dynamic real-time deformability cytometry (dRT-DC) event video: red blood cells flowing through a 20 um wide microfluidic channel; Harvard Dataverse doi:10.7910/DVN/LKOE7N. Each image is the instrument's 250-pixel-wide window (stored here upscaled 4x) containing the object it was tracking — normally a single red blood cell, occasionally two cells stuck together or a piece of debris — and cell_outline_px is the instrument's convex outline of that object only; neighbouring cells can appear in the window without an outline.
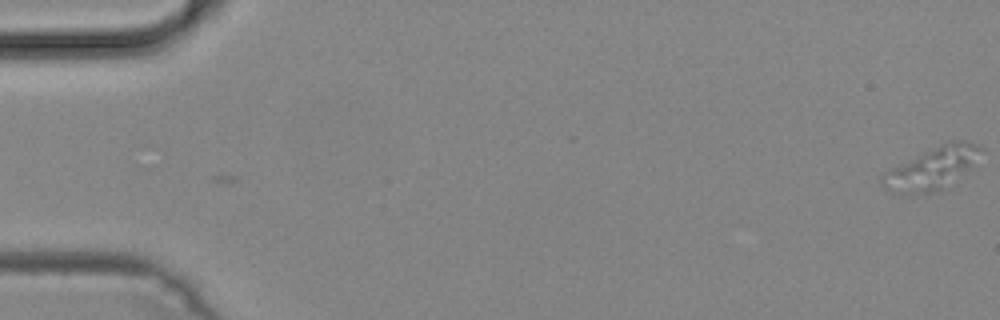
{"species": "common noctule bat (a hibernating species)", "species_latin": "Nyctalus noctula", "temperature_condition": "cold", "stored_images_in_passage": 2, "camera_frame_rate_fps": 3000, "um_per_image_px": 0.085, "animal": {"sex": "male", "body_mass_g": 19.2, "forearm_length_mm": 51.8}, "frame": {"image": 1, "passage_image": 1, "time_ms": 0.0, "image_size_px": [1000, 320], "cell_outline_px": [[980, 148], [972, 164], [968, 168], [944, 188], [932, 192], [912, 196], [908, 196], [892, 192], [884, 188], [880, 184], [880, 176], [884, 172], [940, 144], [952, 140], [964, 140], [980, 144]], "centroid_in_image_um": [79.13, 14.35], "position_along_channel_um": 5.9, "area_um2": 23.81}}